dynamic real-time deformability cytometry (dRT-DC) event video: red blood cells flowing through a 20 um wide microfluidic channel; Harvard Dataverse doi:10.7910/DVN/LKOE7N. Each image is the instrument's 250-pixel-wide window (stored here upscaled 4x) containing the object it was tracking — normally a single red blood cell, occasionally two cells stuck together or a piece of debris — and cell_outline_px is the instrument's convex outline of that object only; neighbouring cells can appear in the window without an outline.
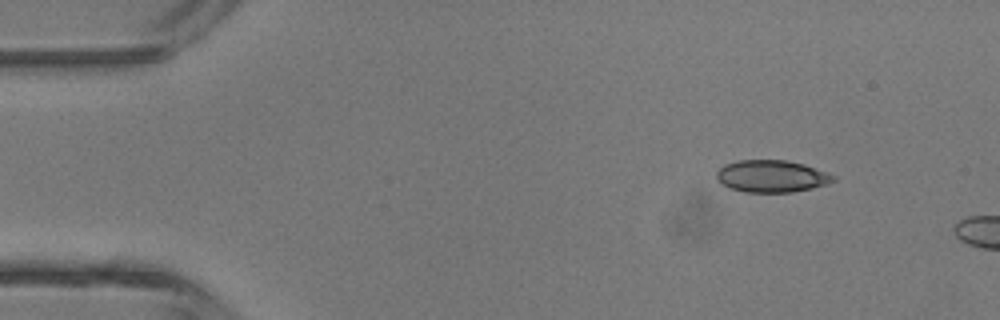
{"species": "common noctule bat (a hibernating species)", "species_latin": "Nyctalus noctula", "temperature_condition": "room temperature", "stored_images_in_passage": 4, "camera_frame_rate_fps": 3000, "um_per_image_px": 0.085, "animal": {"sex": "male", "body_mass_g": 13.3}, "frame": {"image": 1, "passage_image": 1, "time_ms": 0.0, "image_size_px": [1000, 320], "cell_outline_px": [[836, 180], [828, 184], [812, 188], [792, 192], [744, 192], [728, 188], [716, 180], [716, 172], [724, 164], [740, 160], [784, 160], [804, 164], [836, 176]], "centroid_in_image_um": [65.56, 14.98], "position_along_channel_um": 19.4, "area_um2": 21.96}}